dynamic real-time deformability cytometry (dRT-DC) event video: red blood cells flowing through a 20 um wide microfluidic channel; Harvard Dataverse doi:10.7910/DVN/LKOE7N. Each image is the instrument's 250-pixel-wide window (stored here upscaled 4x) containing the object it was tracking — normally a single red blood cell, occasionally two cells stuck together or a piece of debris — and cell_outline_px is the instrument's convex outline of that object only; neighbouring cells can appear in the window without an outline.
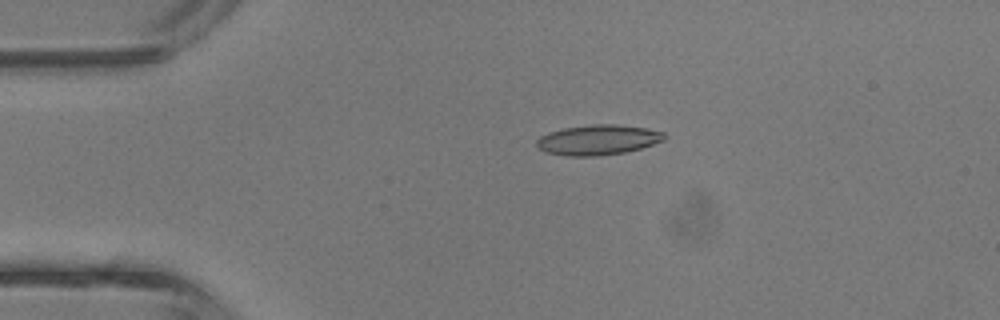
{"species": "common noctule bat (a hibernating species)", "species_latin": "Nyctalus noctula", "temperature_condition": "room temperature", "stored_images_in_passage": 4, "camera_frame_rate_fps": 3000, "um_per_image_px": 0.085, "animal": {"sex": "male", "body_mass_g": 13.3}, "frame": {"image": 1, "passage_image": 3, "time_ms": 0.667, "image_size_px": [1000, 320], "cell_outline_px": [[664, 140], [640, 148], [624, 152], [600, 156], [564, 156], [544, 152], [536, 148], [536, 140], [540, 136], [548, 132], [564, 128], [592, 124], [616, 124], [644, 128], [664, 132]], "centroid_in_image_um": [50.75, 11.9], "position_along_channel_um": 34.3, "area_um2": 22.48}}